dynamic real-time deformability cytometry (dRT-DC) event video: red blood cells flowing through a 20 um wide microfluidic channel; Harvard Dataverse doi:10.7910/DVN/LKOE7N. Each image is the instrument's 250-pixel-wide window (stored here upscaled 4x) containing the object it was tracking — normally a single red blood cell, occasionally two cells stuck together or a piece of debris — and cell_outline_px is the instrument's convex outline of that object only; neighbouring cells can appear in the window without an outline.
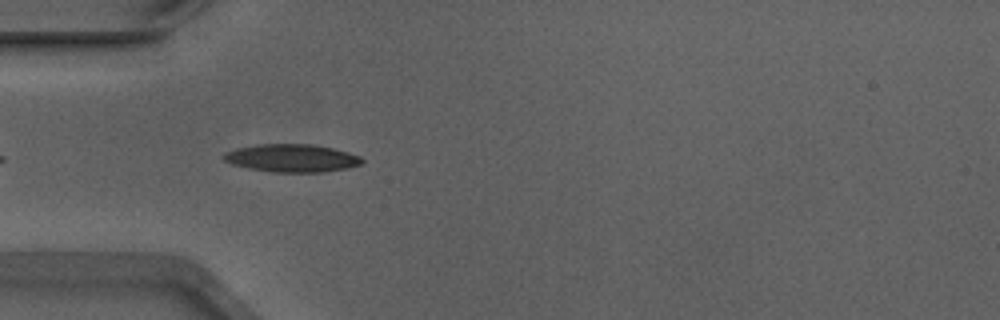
{"species": "Egyptian fruit bat (a non-hibernating species)", "species_latin": "Rousettus aegyptiacus", "temperature_condition": "warm", "stored_images_in_passage": 27, "camera_frame_rate_fps": 3000, "um_per_image_px": 0.085, "animal": {"sex": "male"}, "frame": {"image": 1, "passage_image": 4, "time_ms": 1.0, "image_size_px": [1000, 320], "cell_outline_px": [[364, 160], [360, 164], [348, 168], [324, 172], [272, 172], [248, 168], [232, 164], [224, 160], [224, 152], [236, 148], [260, 144], [312, 144], [332, 148], [348, 152], [360, 156]], "centroid_in_image_um": [24.81, 13.44], "position_along_channel_um": 60.2, "area_um2": 22.43}}
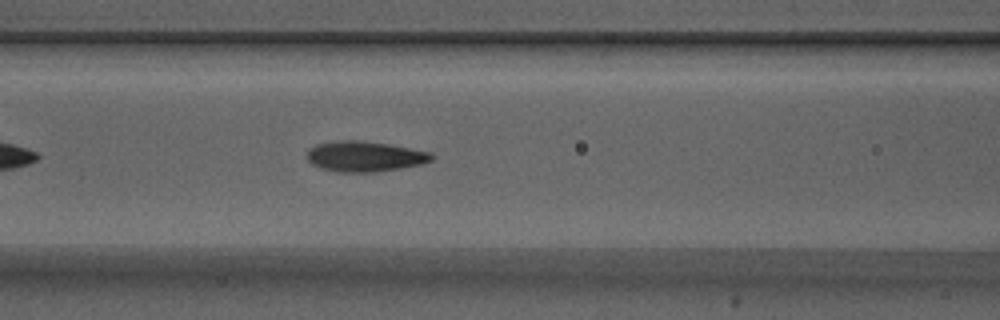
{"frame": {"image": 2, "passage_image": 10, "time_ms": 3.0, "image_size_px": [1000, 320], "cell_outline_px": [[432, 160], [420, 164], [400, 168], [376, 172], [336, 172], [320, 168], [312, 164], [308, 160], [308, 148], [316, 144], [340, 140], [356, 140], [388, 144], [432, 152]], "centroid_in_image_um": [30.97, 13.3], "position_along_channel_um": 135.6, "area_um2": 22.02}}
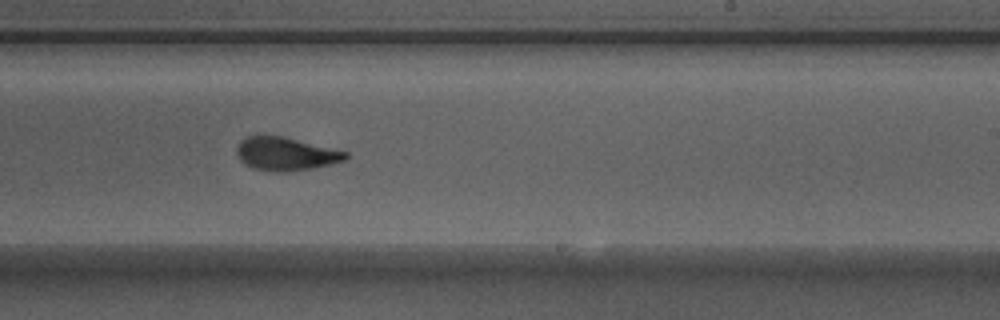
{"frame": {"image": 3, "passage_image": 20, "time_ms": 6.333, "image_size_px": [1000, 320], "cell_outline_px": [[348, 156], [344, 160], [312, 168], [288, 172], [276, 172], [252, 168], [244, 164], [240, 160], [236, 152], [236, 148], [240, 140], [248, 136], [280, 136], [348, 152]], "centroid_in_image_um": [24.23, 13.09], "position_along_channel_um": 264.8, "area_um2": 20.81}}